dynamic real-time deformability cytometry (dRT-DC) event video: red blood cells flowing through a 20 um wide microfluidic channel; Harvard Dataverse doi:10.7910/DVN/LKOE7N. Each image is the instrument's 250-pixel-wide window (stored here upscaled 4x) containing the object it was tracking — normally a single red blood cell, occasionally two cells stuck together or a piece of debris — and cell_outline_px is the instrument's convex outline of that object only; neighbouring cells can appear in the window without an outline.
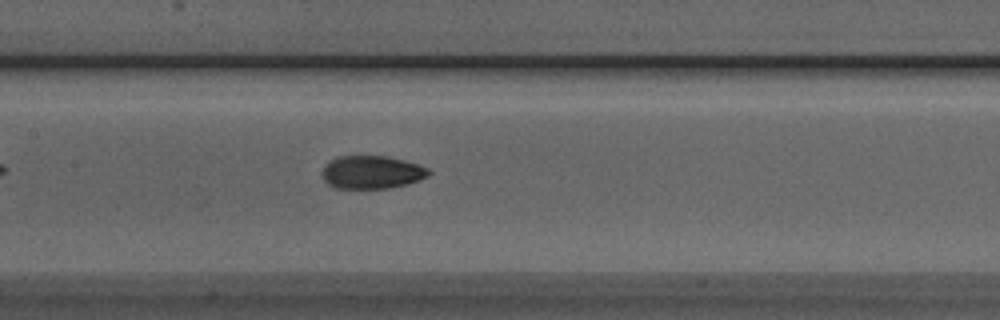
{"species": "Egyptian fruit bat (a non-hibernating species)", "species_latin": "Rousettus aegyptiacus", "temperature_condition": "room temperature", "stored_images_in_passage": 28, "camera_frame_rate_fps": 3000, "um_per_image_px": 0.085, "animal": {"sex": "male"}, "frame": {"image": 1, "passage_image": 10, "time_ms": 3.0, "image_size_px": [1000, 320], "cell_outline_px": [[432, 172], [428, 176], [404, 184], [388, 188], [336, 188], [328, 184], [324, 180], [324, 164], [336, 156], [388, 156], [404, 160], [428, 168]], "centroid_in_image_um": [31.58, 14.62], "position_along_channel_um": 175.8, "area_um2": 20.29}}
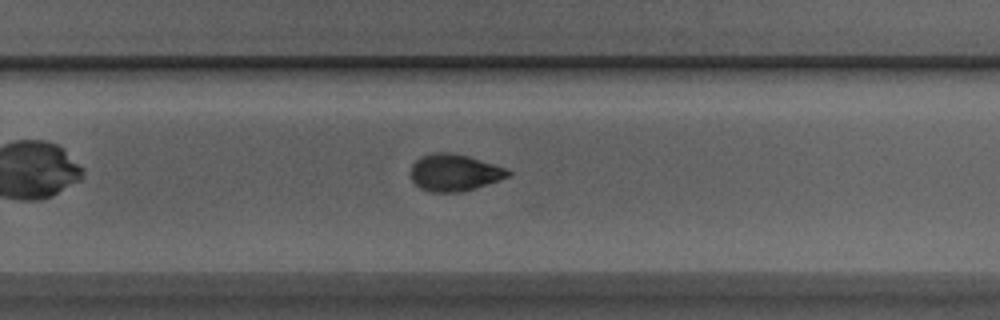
{"frame": {"image": 2, "passage_image": 19, "time_ms": 6.0, "image_size_px": [1000, 320], "cell_outline_px": [[512, 176], [476, 188], [460, 192], [432, 192], [420, 188], [412, 180], [412, 164], [416, 160], [432, 152], [448, 152], [468, 156], [504, 168], [512, 172]], "centroid_in_image_um": [38.64, 14.68], "position_along_channel_um": 291.2, "area_um2": 20.75}}
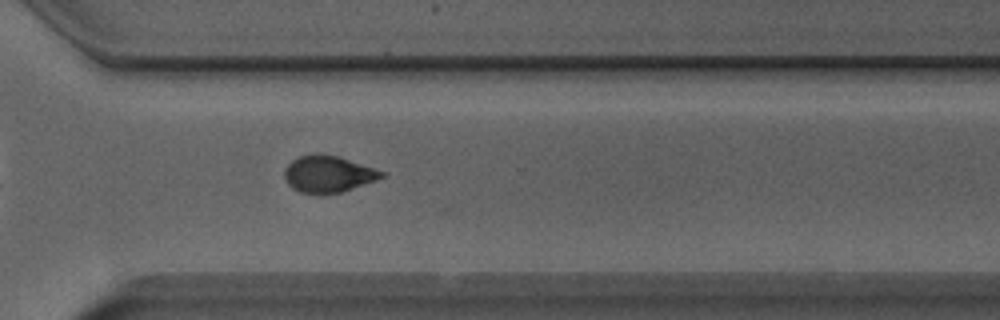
{"frame": {"image": 3, "passage_image": 23, "time_ms": 7.333, "image_size_px": [1000, 320], "cell_outline_px": [[384, 176], [376, 180], [340, 192], [300, 192], [292, 188], [284, 180], [284, 168], [292, 160], [300, 156], [316, 152], [336, 156], [384, 172]], "centroid_in_image_um": [27.82, 14.77], "position_along_channel_um": 342.8, "area_um2": 20.23}, "authors_computed_cell_mechanics": {"area_um2": 20.9525, "velocity_mm_per_s": 3.8657, "shape_relaxation_time_tau1_ms": 3.143, "shape_relaxation_time_tau2_ms": 1.6732, "deformation_change_tau1": 0.1435, "deformation_change_tau2": 0.0642}}